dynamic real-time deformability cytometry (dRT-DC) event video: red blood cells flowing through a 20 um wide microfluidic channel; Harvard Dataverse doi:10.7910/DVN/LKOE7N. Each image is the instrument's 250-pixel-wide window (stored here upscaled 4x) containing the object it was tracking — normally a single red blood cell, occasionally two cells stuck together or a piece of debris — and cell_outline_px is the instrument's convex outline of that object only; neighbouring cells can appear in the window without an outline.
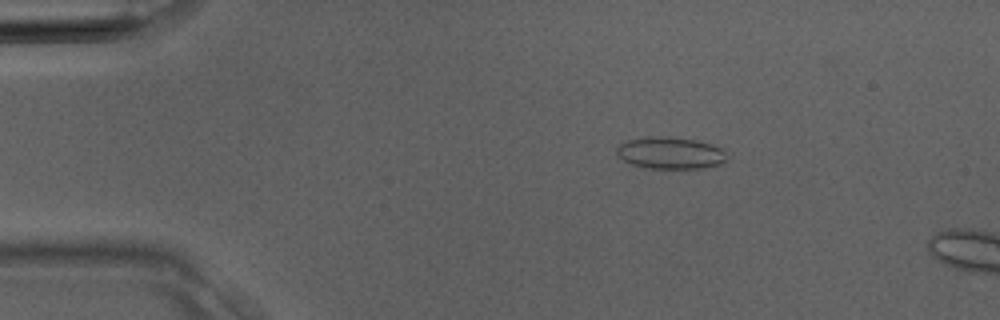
{"species": "Egyptian fruit bat (a non-hibernating species)", "species_latin": "Rousettus aegyptiacus", "temperature_condition": "room temperature", "stored_images_in_passage": 4, "camera_frame_rate_fps": 3000, "um_per_image_px": 0.085, "animal": {"sex": "male"}, "frame": {"image": 1, "passage_image": 1, "time_ms": 0.0, "image_size_px": [1000, 320], "cell_outline_px": [[728, 160], [724, 164], [704, 168], [648, 168], [632, 164], [624, 160], [616, 152], [616, 148], [620, 144], [628, 140], [644, 136], [668, 136], [696, 140], [712, 144], [720, 148], [724, 152]], "centroid_in_image_um": [57.01, 12.99], "position_along_channel_um": 28.0, "area_um2": 20.63}}